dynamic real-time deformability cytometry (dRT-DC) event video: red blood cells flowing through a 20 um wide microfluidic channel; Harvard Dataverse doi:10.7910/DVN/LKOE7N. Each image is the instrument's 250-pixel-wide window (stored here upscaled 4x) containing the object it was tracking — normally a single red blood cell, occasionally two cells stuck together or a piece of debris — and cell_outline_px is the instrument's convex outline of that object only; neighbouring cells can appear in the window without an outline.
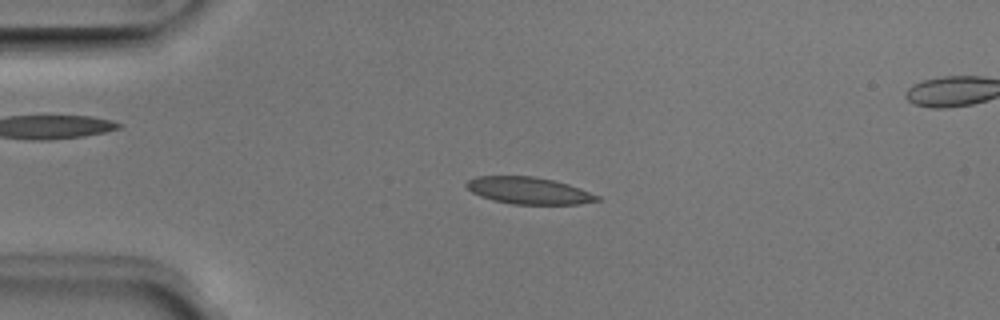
{"species": "Egyptian fruit bat (a non-hibernating species)", "species_latin": "Rousettus aegyptiacus", "temperature_condition": "room temperature", "stored_images_in_passage": 51, "segment_of_instrument_passage": [1, 2], "camera_frame_rate_fps": 3000, "um_per_image_px": 0.085, "animal": {"sex": "male"}, "frame": {"image": 1, "passage_image": 11, "time_ms": 3.333, "image_size_px": [1000, 320], "cell_outline_px": [[600, 200], [580, 204], [512, 204], [492, 200], [480, 196], [472, 192], [464, 184], [468, 180], [476, 176], [536, 176], [556, 180], [580, 188], [600, 196]], "centroid_in_image_um": [44.94, 16.19], "position_along_channel_um": 40.1, "area_um2": 20.63}}
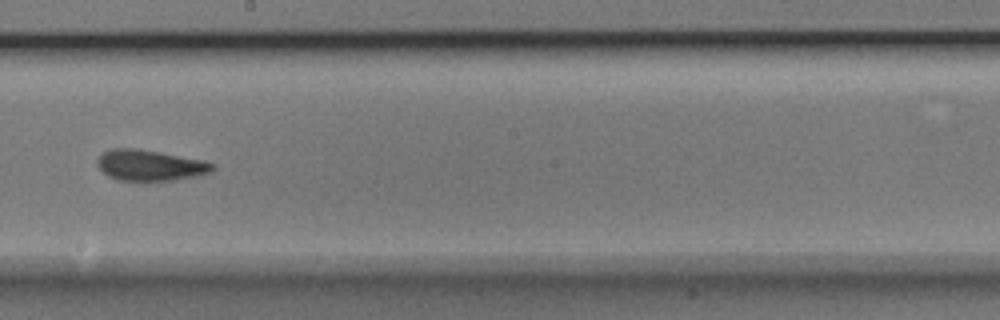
{"frame": {"image": 2, "passage_image": 28, "time_ms": 9.0, "image_size_px": [1000, 320], "cell_outline_px": [[216, 168], [212, 172], [204, 176], [172, 180], [116, 180], [108, 176], [96, 164], [96, 160], [100, 152], [112, 148], [140, 148], [204, 160], [216, 164]], "centroid_in_image_um": [12.79, 14.04], "position_along_channel_um": 235.4, "area_um2": 21.27}}
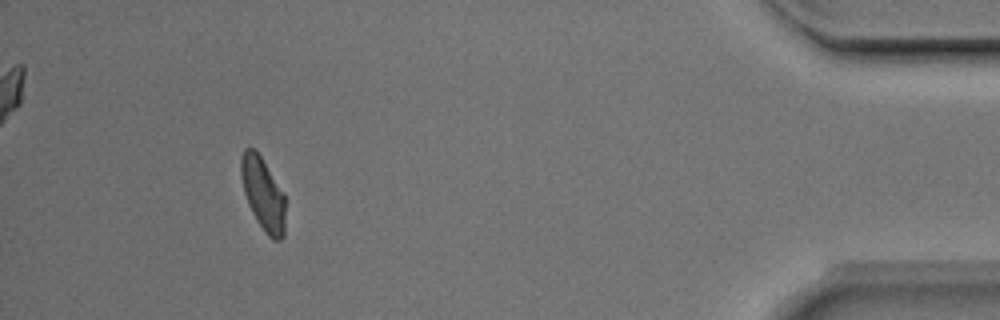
{"frame": {"image": 3, "passage_image": 46, "time_ms": 15.0, "image_size_px": [1000, 320], "cell_outline_px": [[284, 236], [280, 240], [272, 240], [264, 232], [256, 220], [248, 204], [244, 192], [240, 176], [240, 160], [244, 148], [252, 148], [260, 156], [284, 192]], "centroid_in_image_um": [22.34, 16.5], "position_along_channel_um": 412.9, "area_um2": 18.79}}